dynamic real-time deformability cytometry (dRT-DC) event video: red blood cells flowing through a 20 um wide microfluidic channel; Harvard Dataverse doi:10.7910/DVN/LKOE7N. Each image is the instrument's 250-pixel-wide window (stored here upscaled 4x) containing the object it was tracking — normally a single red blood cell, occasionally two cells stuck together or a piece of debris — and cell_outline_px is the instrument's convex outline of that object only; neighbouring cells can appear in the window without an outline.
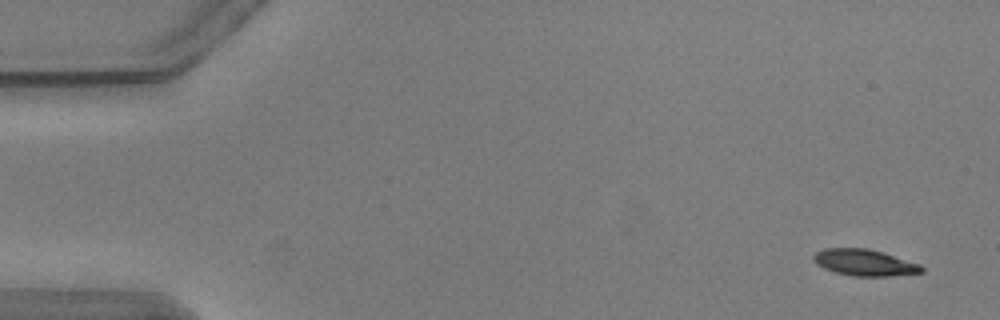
{"species": "common noctule bat (a hibernating species)", "species_latin": "Nyctalus noctula", "temperature_condition": "warm", "stored_images_in_passage": 55, "camera_frame_rate_fps": 3000, "um_per_image_px": 0.085, "animal": {"sex": "male", "body_mass_g": 20.5, "forearm_length_mm": 52.5}, "frame": {"image": 1, "passage_image": 2, "time_ms": 0.333, "image_size_px": [1000, 320], "cell_outline_px": [[924, 272], [888, 276], [852, 276], [836, 272], [824, 268], [816, 264], [812, 260], [812, 256], [816, 252], [824, 248], [868, 248], [884, 252], [920, 264], [924, 268]], "centroid_in_image_um": [73.48, 22.31], "position_along_channel_um": 11.5, "area_um2": 16.76}}
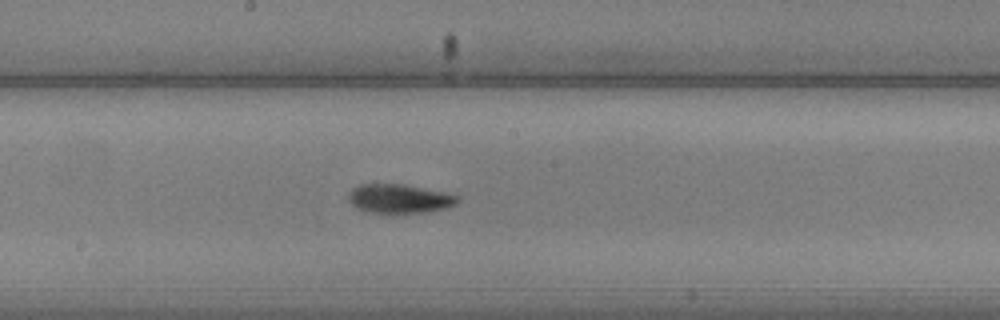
{"frame": {"image": 2, "passage_image": 29, "time_ms": 9.333, "image_size_px": [1000, 320], "cell_outline_px": [[460, 200], [456, 204], [444, 208], [428, 212], [368, 212], [352, 208], [348, 200], [348, 192], [352, 188], [360, 184], [404, 184], [440, 192], [456, 196]], "centroid_in_image_um": [33.84, 16.89], "position_along_channel_um": 214.4, "area_um2": 18.26}}
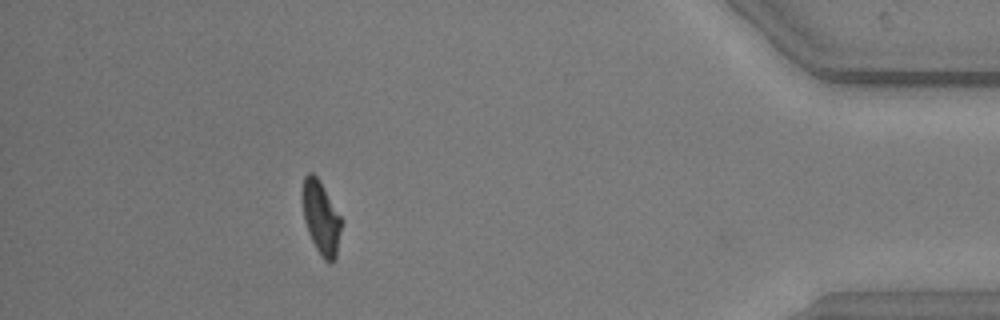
{"frame": {"image": 3, "passage_image": 49, "time_ms": 16.0, "image_size_px": [1000, 320], "cell_outline_px": [[344, 220], [336, 256], [328, 264], [324, 260], [316, 248], [308, 232], [304, 220], [304, 176], [308, 172], [312, 172], [320, 180]], "centroid_in_image_um": [27.35, 18.52], "position_along_channel_um": 407.9, "area_um2": 16.59}}